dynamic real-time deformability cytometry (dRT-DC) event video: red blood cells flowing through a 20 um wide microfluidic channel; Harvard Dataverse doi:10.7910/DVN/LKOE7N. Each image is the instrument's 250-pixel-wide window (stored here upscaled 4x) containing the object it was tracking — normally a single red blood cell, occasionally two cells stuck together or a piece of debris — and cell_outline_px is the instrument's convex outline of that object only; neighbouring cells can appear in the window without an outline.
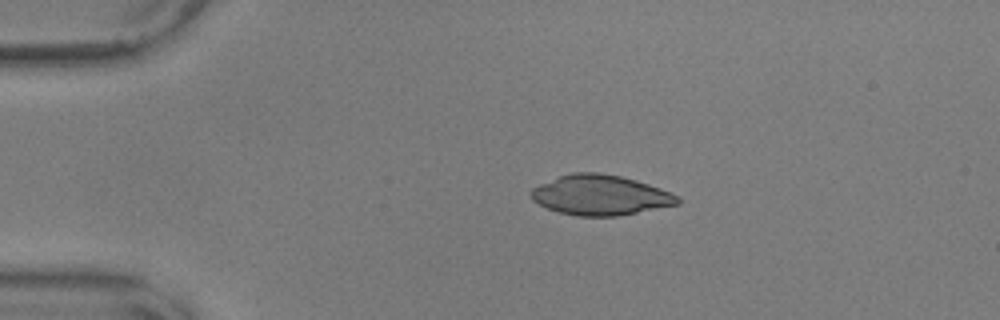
{"species": "common noctule bat (a hibernating species)", "species_latin": "Nyctalus noctula", "temperature_condition": "warm", "stored_images_in_passage": 45, "camera_frame_rate_fps": 3000, "um_per_image_px": 0.085, "animal": {"sex": "male", "body_mass_g": 17.9, "forearm_length_mm": 54.2}, "frame": {"image": 1, "passage_image": 1, "time_ms": 0.0, "image_size_px": [1000, 320], "cell_outline_px": [[680, 204], [616, 216], [576, 216], [560, 212], [548, 208], [532, 200], [528, 192], [532, 188], [540, 184], [560, 176], [572, 172], [596, 172], [620, 176], [636, 180], [660, 188], [680, 196]], "centroid_in_image_um": [51.03, 16.58], "position_along_channel_um": 34.0, "area_um2": 34.16}}
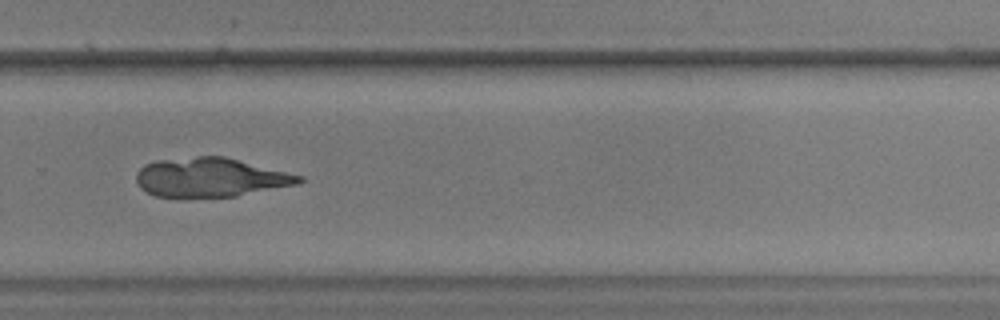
{"frame": {"image": 2, "passage_image": 28, "time_ms": 9.0, "image_size_px": [1000, 320], "cell_outline_px": [[304, 180], [300, 184], [236, 196], [156, 196], [140, 188], [136, 180], [136, 172], [144, 164], [156, 160], [196, 156], [224, 156], [304, 176]], "centroid_in_image_um": [17.91, 15.06], "position_along_channel_um": 311.9, "area_um2": 36.99}}